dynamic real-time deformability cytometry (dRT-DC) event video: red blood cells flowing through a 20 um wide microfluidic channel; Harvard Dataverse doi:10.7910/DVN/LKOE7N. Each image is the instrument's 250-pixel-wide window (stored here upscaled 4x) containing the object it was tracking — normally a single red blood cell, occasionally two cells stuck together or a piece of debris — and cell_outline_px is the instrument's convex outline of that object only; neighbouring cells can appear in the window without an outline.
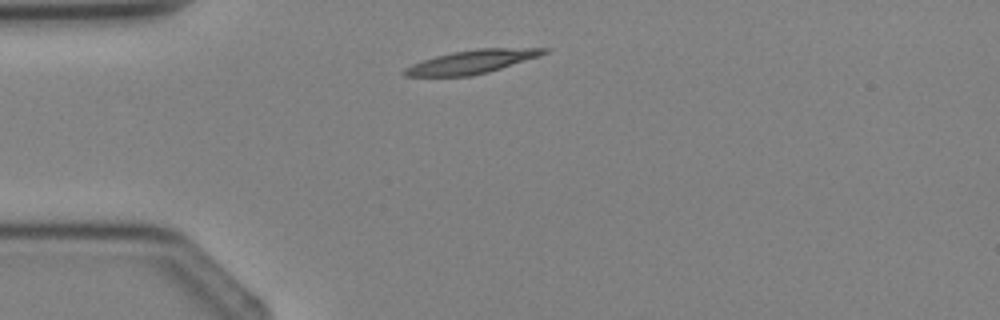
{"species": "Egyptian fruit bat (a non-hibernating species)", "species_latin": "Rousettus aegyptiacus", "temperature_condition": "cold", "stored_images_in_passage": 1, "camera_frame_rate_fps": 3000, "um_per_image_px": 0.085, "animal": {"sex": "female"}, "frame": {"image": 1, "passage_image": 1, "time_ms": 0.0, "image_size_px": [1000, 320], "cell_outline_px": [[548, 52], [540, 56], [488, 72], [472, 76], [404, 76], [400, 72], [404, 68], [412, 64], [436, 56], [452, 52], [476, 48], [548, 48]], "centroid_in_image_um": [40.09, 5.25], "position_along_channel_um": 44.9, "area_um2": 19.07}}